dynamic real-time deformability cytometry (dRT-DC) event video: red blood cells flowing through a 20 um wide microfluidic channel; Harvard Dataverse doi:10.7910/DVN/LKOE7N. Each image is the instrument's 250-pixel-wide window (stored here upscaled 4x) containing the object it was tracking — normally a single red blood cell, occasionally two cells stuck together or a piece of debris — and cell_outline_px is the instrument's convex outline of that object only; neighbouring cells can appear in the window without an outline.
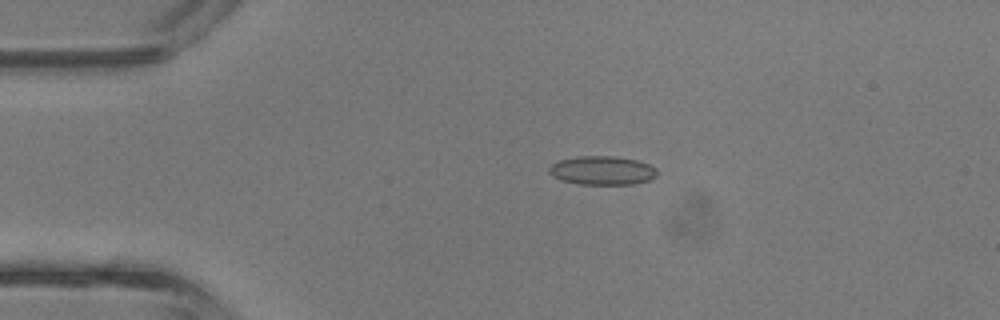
{"species": "common noctule bat (a hibernating species)", "species_latin": "Nyctalus noctula", "temperature_condition": "room temperature", "stored_images_in_passage": 5, "camera_frame_rate_fps": 3000, "um_per_image_px": 0.085, "animal": {"sex": "male", "body_mass_g": 13.3}, "frame": {"image": 1, "passage_image": 3, "time_ms": 0.667, "image_size_px": [1000, 320], "cell_outline_px": [[656, 176], [648, 180], [632, 184], [576, 184], [560, 180], [552, 176], [548, 172], [548, 168], [552, 164], [560, 160], [576, 156], [616, 156], [636, 160], [648, 164], [656, 168]], "centroid_in_image_um": [51.14, 14.49], "position_along_channel_um": 33.9, "area_um2": 18.15}}
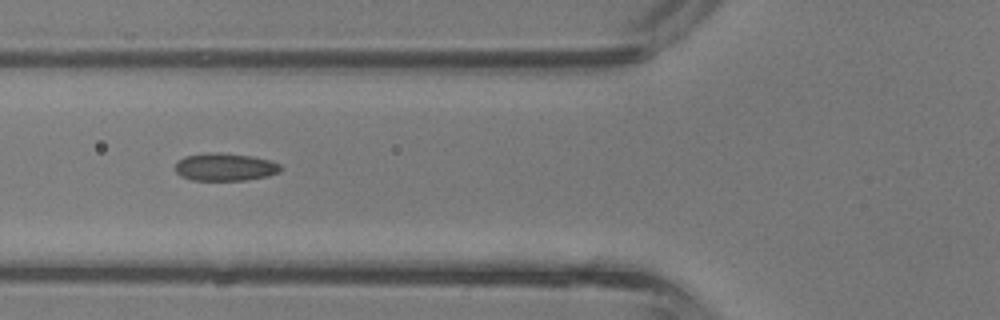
{"frame": {"image": 2, "passage_image": 5, "time_ms": 1.333, "image_size_px": [1000, 320], "cell_outline_px": [[280, 172], [268, 176], [244, 180], [192, 180], [180, 176], [176, 172], [176, 164], [184, 156], [208, 152], [216, 152], [252, 156], [268, 160], [280, 164]], "centroid_in_image_um": [19.11, 14.19], "position_along_channel_um": 106.7, "area_um2": 16.94}}